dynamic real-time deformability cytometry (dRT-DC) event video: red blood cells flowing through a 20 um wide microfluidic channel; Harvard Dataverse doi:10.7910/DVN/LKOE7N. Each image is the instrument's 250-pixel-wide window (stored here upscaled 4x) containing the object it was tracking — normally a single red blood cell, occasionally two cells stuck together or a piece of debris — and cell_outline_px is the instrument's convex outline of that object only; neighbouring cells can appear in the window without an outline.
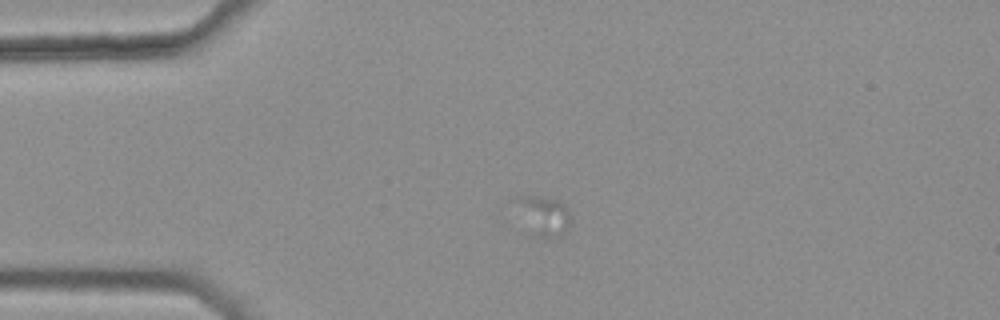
{"species": "common noctule bat (a hibernating species)", "species_latin": "Nyctalus noctula", "temperature_condition": "warm", "stored_images_in_passage": 16, "camera_frame_rate_fps": 3000, "um_per_image_px": 0.085, "animal": {"sex": "female", "body_mass_g": 25.1}, "frame": {"image": 1, "passage_image": 3, "time_ms": 0.667, "image_size_px": [1000, 320], "cell_outline_px": [[572, 216], [568, 228], [560, 236], [548, 240], [536, 236], [512, 196], [532, 196], [556, 200], [564, 204]], "centroid_in_image_um": [46.29, 18.34], "position_along_channel_um": 38.7, "area_um2": 12.08}}